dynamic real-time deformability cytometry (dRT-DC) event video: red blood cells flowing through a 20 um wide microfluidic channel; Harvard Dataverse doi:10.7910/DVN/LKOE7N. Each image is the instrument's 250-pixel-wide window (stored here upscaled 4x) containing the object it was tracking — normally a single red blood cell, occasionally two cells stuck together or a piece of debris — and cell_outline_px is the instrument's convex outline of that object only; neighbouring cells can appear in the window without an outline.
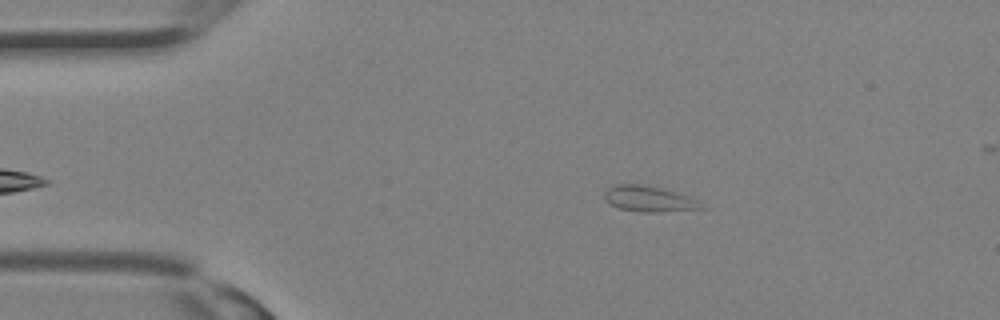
{"species": "Egyptian fruit bat (a non-hibernating species)", "species_latin": "Rousettus aegyptiacus", "temperature_condition": "room temperature", "stored_images_in_passage": 24, "camera_frame_rate_fps": 3000, "um_per_image_px": 0.085, "animal": {"sex": "female"}, "frame": {"image": 1, "passage_image": 2, "time_ms": 0.333, "image_size_px": [1000, 320], "cell_outline_px": [[708, 208], [660, 212], [640, 212], [620, 208], [608, 204], [604, 200], [604, 192], [612, 184], [644, 184], [676, 192], [700, 200]], "centroid_in_image_um": [55.18, 16.9], "position_along_channel_um": 29.8, "area_um2": 14.85}}
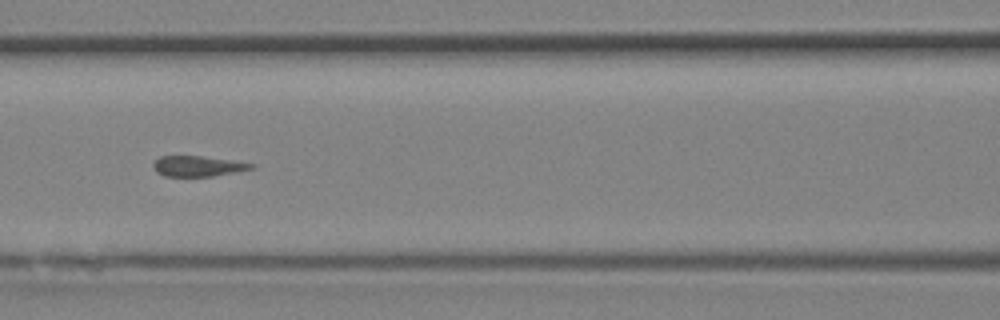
{"frame": {"image": 2, "passage_image": 10, "time_ms": 3.0, "image_size_px": [1000, 320], "cell_outline_px": [[256, 168], [236, 172], [212, 176], [164, 176], [156, 172], [152, 164], [160, 156], [204, 156], [232, 160], [256, 164]], "centroid_in_image_um": [16.85, 14.12], "position_along_channel_um": 149.8, "area_um2": 11.79}}
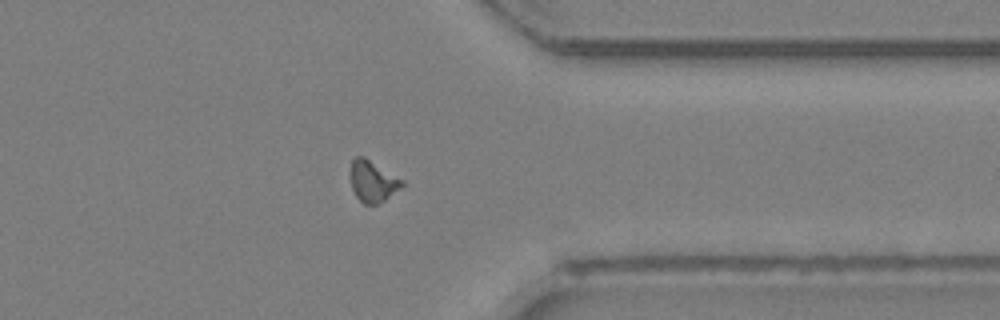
{"frame": {"image": 3, "passage_image": 21, "time_ms": 6.667, "image_size_px": [1000, 320], "cell_outline_px": [[404, 184], [400, 188], [384, 200], [376, 204], [364, 204], [356, 196], [352, 188], [352, 160], [356, 156], [364, 156], [404, 180]], "centroid_in_image_um": [31.71, 15.4], "position_along_channel_um": 379.7, "area_um2": 12.14}}